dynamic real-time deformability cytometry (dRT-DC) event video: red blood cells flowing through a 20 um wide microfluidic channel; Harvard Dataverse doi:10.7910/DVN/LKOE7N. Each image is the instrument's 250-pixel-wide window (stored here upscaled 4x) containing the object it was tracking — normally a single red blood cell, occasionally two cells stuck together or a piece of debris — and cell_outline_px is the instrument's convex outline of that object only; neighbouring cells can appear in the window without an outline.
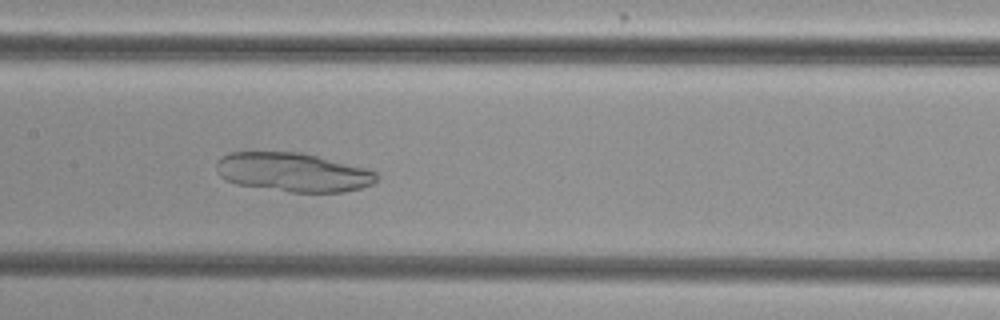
{"species": "common noctule bat (a hibernating species)", "species_latin": "Nyctalus noctula", "temperature_condition": "cold", "stored_images_in_passage": 44, "camera_frame_rate_fps": 3000, "um_per_image_px": 0.085, "animal": {"sex": "female", "body_mass_g": 29.2, "forearm_length_mm": 56.3}, "frame": {"image": 1, "passage_image": 17, "time_ms": 5.333, "image_size_px": [1000, 320], "cell_outline_px": [[380, 176], [372, 184], [360, 188], [344, 192], [292, 192], [236, 184], [224, 180], [216, 172], [216, 164], [224, 156], [232, 152], [300, 152], [364, 168], [376, 172]], "centroid_in_image_um": [24.89, 14.65], "position_along_channel_um": 182.5, "area_um2": 36.07}}
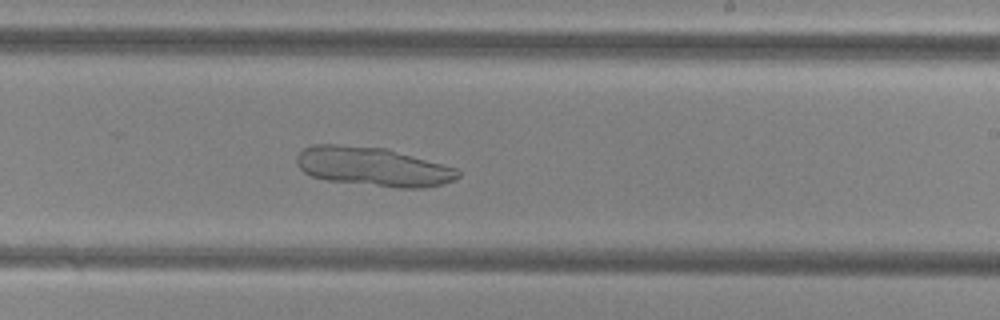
{"frame": {"image": 2, "passage_image": 23, "time_ms": 7.333, "image_size_px": [1000, 320], "cell_outline_px": [[460, 176], [444, 184], [424, 188], [396, 188], [328, 180], [312, 176], [304, 172], [296, 164], [296, 156], [304, 148], [312, 144], [336, 144], [388, 148], [456, 168], [460, 172]], "centroid_in_image_um": [31.7, 14.16], "position_along_channel_um": 257.3, "area_um2": 36.88}}
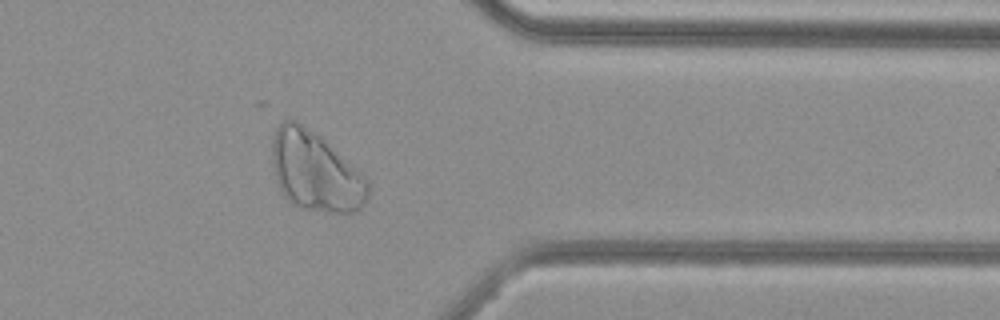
{"frame": {"image": 3, "passage_image": 34, "time_ms": 11.0, "image_size_px": [1000, 320], "cell_outline_px": [[368, 196], [364, 204], [356, 212], [324, 212], [304, 208], [292, 204], [284, 200], [276, 180], [272, 164], [272, 140], [276, 128], [284, 120], [296, 120], [320, 136], [368, 176]], "centroid_in_image_um": [26.82, 14.59], "position_along_channel_um": 384.6, "area_um2": 44.91}}